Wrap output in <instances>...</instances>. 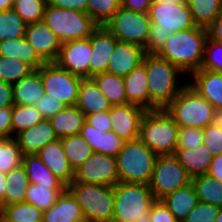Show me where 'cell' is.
Returning <instances> with one entry per match:
<instances>
[{
  "label": "cell",
  "instance_id": "cell-15",
  "mask_svg": "<svg viewBox=\"0 0 222 222\" xmlns=\"http://www.w3.org/2000/svg\"><path fill=\"white\" fill-rule=\"evenodd\" d=\"M110 111L112 131L124 141L139 138L140 124L147 112L145 109L133 105H112Z\"/></svg>",
  "mask_w": 222,
  "mask_h": 222
},
{
  "label": "cell",
  "instance_id": "cell-60",
  "mask_svg": "<svg viewBox=\"0 0 222 222\" xmlns=\"http://www.w3.org/2000/svg\"><path fill=\"white\" fill-rule=\"evenodd\" d=\"M6 174L0 172V208H3V201H4V191L6 187L5 183Z\"/></svg>",
  "mask_w": 222,
  "mask_h": 222
},
{
  "label": "cell",
  "instance_id": "cell-54",
  "mask_svg": "<svg viewBox=\"0 0 222 222\" xmlns=\"http://www.w3.org/2000/svg\"><path fill=\"white\" fill-rule=\"evenodd\" d=\"M12 107L0 108V138L12 137Z\"/></svg>",
  "mask_w": 222,
  "mask_h": 222
},
{
  "label": "cell",
  "instance_id": "cell-55",
  "mask_svg": "<svg viewBox=\"0 0 222 222\" xmlns=\"http://www.w3.org/2000/svg\"><path fill=\"white\" fill-rule=\"evenodd\" d=\"M48 4L60 9L79 10L86 13L87 0H48Z\"/></svg>",
  "mask_w": 222,
  "mask_h": 222
},
{
  "label": "cell",
  "instance_id": "cell-50",
  "mask_svg": "<svg viewBox=\"0 0 222 222\" xmlns=\"http://www.w3.org/2000/svg\"><path fill=\"white\" fill-rule=\"evenodd\" d=\"M167 30H156V24H150L149 38L146 44V54H157L170 37Z\"/></svg>",
  "mask_w": 222,
  "mask_h": 222
},
{
  "label": "cell",
  "instance_id": "cell-58",
  "mask_svg": "<svg viewBox=\"0 0 222 222\" xmlns=\"http://www.w3.org/2000/svg\"><path fill=\"white\" fill-rule=\"evenodd\" d=\"M207 32L211 40L222 43V10L219 16L207 28Z\"/></svg>",
  "mask_w": 222,
  "mask_h": 222
},
{
  "label": "cell",
  "instance_id": "cell-9",
  "mask_svg": "<svg viewBox=\"0 0 222 222\" xmlns=\"http://www.w3.org/2000/svg\"><path fill=\"white\" fill-rule=\"evenodd\" d=\"M150 24L148 13L135 12L120 7L105 27L120 42L141 46L146 51Z\"/></svg>",
  "mask_w": 222,
  "mask_h": 222
},
{
  "label": "cell",
  "instance_id": "cell-41",
  "mask_svg": "<svg viewBox=\"0 0 222 222\" xmlns=\"http://www.w3.org/2000/svg\"><path fill=\"white\" fill-rule=\"evenodd\" d=\"M34 69L26 62L17 58L0 55V80L14 84L28 76Z\"/></svg>",
  "mask_w": 222,
  "mask_h": 222
},
{
  "label": "cell",
  "instance_id": "cell-13",
  "mask_svg": "<svg viewBox=\"0 0 222 222\" xmlns=\"http://www.w3.org/2000/svg\"><path fill=\"white\" fill-rule=\"evenodd\" d=\"M73 182L114 187L120 182L115 157L94 152L74 171Z\"/></svg>",
  "mask_w": 222,
  "mask_h": 222
},
{
  "label": "cell",
  "instance_id": "cell-7",
  "mask_svg": "<svg viewBox=\"0 0 222 222\" xmlns=\"http://www.w3.org/2000/svg\"><path fill=\"white\" fill-rule=\"evenodd\" d=\"M67 189L82 208L85 221L112 222L114 213L113 186L72 182Z\"/></svg>",
  "mask_w": 222,
  "mask_h": 222
},
{
  "label": "cell",
  "instance_id": "cell-53",
  "mask_svg": "<svg viewBox=\"0 0 222 222\" xmlns=\"http://www.w3.org/2000/svg\"><path fill=\"white\" fill-rule=\"evenodd\" d=\"M100 131L95 127L84 122L83 127L81 128L80 135L92 148L93 152L99 153V140H100Z\"/></svg>",
  "mask_w": 222,
  "mask_h": 222
},
{
  "label": "cell",
  "instance_id": "cell-63",
  "mask_svg": "<svg viewBox=\"0 0 222 222\" xmlns=\"http://www.w3.org/2000/svg\"><path fill=\"white\" fill-rule=\"evenodd\" d=\"M218 119L222 122V111L219 112V117Z\"/></svg>",
  "mask_w": 222,
  "mask_h": 222
},
{
  "label": "cell",
  "instance_id": "cell-28",
  "mask_svg": "<svg viewBox=\"0 0 222 222\" xmlns=\"http://www.w3.org/2000/svg\"><path fill=\"white\" fill-rule=\"evenodd\" d=\"M0 55L17 58L29 64L34 70L39 69L46 63L25 37L0 41Z\"/></svg>",
  "mask_w": 222,
  "mask_h": 222
},
{
  "label": "cell",
  "instance_id": "cell-45",
  "mask_svg": "<svg viewBox=\"0 0 222 222\" xmlns=\"http://www.w3.org/2000/svg\"><path fill=\"white\" fill-rule=\"evenodd\" d=\"M203 144L213 156L222 154V122H216L203 129Z\"/></svg>",
  "mask_w": 222,
  "mask_h": 222
},
{
  "label": "cell",
  "instance_id": "cell-46",
  "mask_svg": "<svg viewBox=\"0 0 222 222\" xmlns=\"http://www.w3.org/2000/svg\"><path fill=\"white\" fill-rule=\"evenodd\" d=\"M220 208L216 205L198 201L182 222H215Z\"/></svg>",
  "mask_w": 222,
  "mask_h": 222
},
{
  "label": "cell",
  "instance_id": "cell-23",
  "mask_svg": "<svg viewBox=\"0 0 222 222\" xmlns=\"http://www.w3.org/2000/svg\"><path fill=\"white\" fill-rule=\"evenodd\" d=\"M123 79L127 103L149 111V92L145 64L141 63L124 76Z\"/></svg>",
  "mask_w": 222,
  "mask_h": 222
},
{
  "label": "cell",
  "instance_id": "cell-59",
  "mask_svg": "<svg viewBox=\"0 0 222 222\" xmlns=\"http://www.w3.org/2000/svg\"><path fill=\"white\" fill-rule=\"evenodd\" d=\"M207 174L222 183V154L213 157Z\"/></svg>",
  "mask_w": 222,
  "mask_h": 222
},
{
  "label": "cell",
  "instance_id": "cell-21",
  "mask_svg": "<svg viewBox=\"0 0 222 222\" xmlns=\"http://www.w3.org/2000/svg\"><path fill=\"white\" fill-rule=\"evenodd\" d=\"M21 152L24 155L37 154L49 142L58 139L48 119H43L38 124L14 136Z\"/></svg>",
  "mask_w": 222,
  "mask_h": 222
},
{
  "label": "cell",
  "instance_id": "cell-27",
  "mask_svg": "<svg viewBox=\"0 0 222 222\" xmlns=\"http://www.w3.org/2000/svg\"><path fill=\"white\" fill-rule=\"evenodd\" d=\"M13 100L17 105H33L45 94L40 68L32 71L28 76L12 84Z\"/></svg>",
  "mask_w": 222,
  "mask_h": 222
},
{
  "label": "cell",
  "instance_id": "cell-62",
  "mask_svg": "<svg viewBox=\"0 0 222 222\" xmlns=\"http://www.w3.org/2000/svg\"><path fill=\"white\" fill-rule=\"evenodd\" d=\"M215 222H222V208H220L218 217L216 218V221H215Z\"/></svg>",
  "mask_w": 222,
  "mask_h": 222
},
{
  "label": "cell",
  "instance_id": "cell-24",
  "mask_svg": "<svg viewBox=\"0 0 222 222\" xmlns=\"http://www.w3.org/2000/svg\"><path fill=\"white\" fill-rule=\"evenodd\" d=\"M76 106L86 115L110 110L112 104L92 78H82Z\"/></svg>",
  "mask_w": 222,
  "mask_h": 222
},
{
  "label": "cell",
  "instance_id": "cell-8",
  "mask_svg": "<svg viewBox=\"0 0 222 222\" xmlns=\"http://www.w3.org/2000/svg\"><path fill=\"white\" fill-rule=\"evenodd\" d=\"M42 21L61 43L89 38L98 27L85 12L60 9L50 4L46 6Z\"/></svg>",
  "mask_w": 222,
  "mask_h": 222
},
{
  "label": "cell",
  "instance_id": "cell-6",
  "mask_svg": "<svg viewBox=\"0 0 222 222\" xmlns=\"http://www.w3.org/2000/svg\"><path fill=\"white\" fill-rule=\"evenodd\" d=\"M157 157L139 138L125 142L115 157L120 182L149 185Z\"/></svg>",
  "mask_w": 222,
  "mask_h": 222
},
{
  "label": "cell",
  "instance_id": "cell-2",
  "mask_svg": "<svg viewBox=\"0 0 222 222\" xmlns=\"http://www.w3.org/2000/svg\"><path fill=\"white\" fill-rule=\"evenodd\" d=\"M143 63L146 66L149 110L165 109L183 89L184 86H177V74L184 73L157 54H146Z\"/></svg>",
  "mask_w": 222,
  "mask_h": 222
},
{
  "label": "cell",
  "instance_id": "cell-32",
  "mask_svg": "<svg viewBox=\"0 0 222 222\" xmlns=\"http://www.w3.org/2000/svg\"><path fill=\"white\" fill-rule=\"evenodd\" d=\"M92 79L112 105L128 104L123 77L105 72Z\"/></svg>",
  "mask_w": 222,
  "mask_h": 222
},
{
  "label": "cell",
  "instance_id": "cell-16",
  "mask_svg": "<svg viewBox=\"0 0 222 222\" xmlns=\"http://www.w3.org/2000/svg\"><path fill=\"white\" fill-rule=\"evenodd\" d=\"M89 38L92 45L89 78H92L107 72L109 59L119 40L105 26H98Z\"/></svg>",
  "mask_w": 222,
  "mask_h": 222
},
{
  "label": "cell",
  "instance_id": "cell-1",
  "mask_svg": "<svg viewBox=\"0 0 222 222\" xmlns=\"http://www.w3.org/2000/svg\"><path fill=\"white\" fill-rule=\"evenodd\" d=\"M207 37V29L198 26L173 32L157 55L191 75L202 65Z\"/></svg>",
  "mask_w": 222,
  "mask_h": 222
},
{
  "label": "cell",
  "instance_id": "cell-10",
  "mask_svg": "<svg viewBox=\"0 0 222 222\" xmlns=\"http://www.w3.org/2000/svg\"><path fill=\"white\" fill-rule=\"evenodd\" d=\"M192 178L174 155L158 156L154 165L150 190L155 200L183 188Z\"/></svg>",
  "mask_w": 222,
  "mask_h": 222
},
{
  "label": "cell",
  "instance_id": "cell-37",
  "mask_svg": "<svg viewBox=\"0 0 222 222\" xmlns=\"http://www.w3.org/2000/svg\"><path fill=\"white\" fill-rule=\"evenodd\" d=\"M43 211L33 204L22 202L1 209L0 222H36L42 220Z\"/></svg>",
  "mask_w": 222,
  "mask_h": 222
},
{
  "label": "cell",
  "instance_id": "cell-31",
  "mask_svg": "<svg viewBox=\"0 0 222 222\" xmlns=\"http://www.w3.org/2000/svg\"><path fill=\"white\" fill-rule=\"evenodd\" d=\"M66 188L65 185H38L30 183L26 191L25 202L45 211L56 203L58 197Z\"/></svg>",
  "mask_w": 222,
  "mask_h": 222
},
{
  "label": "cell",
  "instance_id": "cell-26",
  "mask_svg": "<svg viewBox=\"0 0 222 222\" xmlns=\"http://www.w3.org/2000/svg\"><path fill=\"white\" fill-rule=\"evenodd\" d=\"M58 139L80 134L85 122V114L75 105L66 106L48 119Z\"/></svg>",
  "mask_w": 222,
  "mask_h": 222
},
{
  "label": "cell",
  "instance_id": "cell-33",
  "mask_svg": "<svg viewBox=\"0 0 222 222\" xmlns=\"http://www.w3.org/2000/svg\"><path fill=\"white\" fill-rule=\"evenodd\" d=\"M189 6L194 23L207 29L219 16L222 10V0H185Z\"/></svg>",
  "mask_w": 222,
  "mask_h": 222
},
{
  "label": "cell",
  "instance_id": "cell-61",
  "mask_svg": "<svg viewBox=\"0 0 222 222\" xmlns=\"http://www.w3.org/2000/svg\"><path fill=\"white\" fill-rule=\"evenodd\" d=\"M13 0H0V11H6L12 9Z\"/></svg>",
  "mask_w": 222,
  "mask_h": 222
},
{
  "label": "cell",
  "instance_id": "cell-52",
  "mask_svg": "<svg viewBox=\"0 0 222 222\" xmlns=\"http://www.w3.org/2000/svg\"><path fill=\"white\" fill-rule=\"evenodd\" d=\"M85 122L100 131L112 130L110 111L96 112L85 116Z\"/></svg>",
  "mask_w": 222,
  "mask_h": 222
},
{
  "label": "cell",
  "instance_id": "cell-4",
  "mask_svg": "<svg viewBox=\"0 0 222 222\" xmlns=\"http://www.w3.org/2000/svg\"><path fill=\"white\" fill-rule=\"evenodd\" d=\"M165 111L179 127L204 129L219 117V112L188 84L184 85Z\"/></svg>",
  "mask_w": 222,
  "mask_h": 222
},
{
  "label": "cell",
  "instance_id": "cell-18",
  "mask_svg": "<svg viewBox=\"0 0 222 222\" xmlns=\"http://www.w3.org/2000/svg\"><path fill=\"white\" fill-rule=\"evenodd\" d=\"M145 55L141 46L118 41L109 59L107 73L124 77L143 63Z\"/></svg>",
  "mask_w": 222,
  "mask_h": 222
},
{
  "label": "cell",
  "instance_id": "cell-3",
  "mask_svg": "<svg viewBox=\"0 0 222 222\" xmlns=\"http://www.w3.org/2000/svg\"><path fill=\"white\" fill-rule=\"evenodd\" d=\"M113 193L112 222H150V207L155 199L149 185L118 182Z\"/></svg>",
  "mask_w": 222,
  "mask_h": 222
},
{
  "label": "cell",
  "instance_id": "cell-20",
  "mask_svg": "<svg viewBox=\"0 0 222 222\" xmlns=\"http://www.w3.org/2000/svg\"><path fill=\"white\" fill-rule=\"evenodd\" d=\"M191 74L195 81L189 82L188 85L218 112L222 111V73L198 69Z\"/></svg>",
  "mask_w": 222,
  "mask_h": 222
},
{
  "label": "cell",
  "instance_id": "cell-12",
  "mask_svg": "<svg viewBox=\"0 0 222 222\" xmlns=\"http://www.w3.org/2000/svg\"><path fill=\"white\" fill-rule=\"evenodd\" d=\"M43 88L46 94L60 99L66 106H75L82 77L74 75L55 62L40 67Z\"/></svg>",
  "mask_w": 222,
  "mask_h": 222
},
{
  "label": "cell",
  "instance_id": "cell-30",
  "mask_svg": "<svg viewBox=\"0 0 222 222\" xmlns=\"http://www.w3.org/2000/svg\"><path fill=\"white\" fill-rule=\"evenodd\" d=\"M3 207L25 202L29 180L23 165L6 173Z\"/></svg>",
  "mask_w": 222,
  "mask_h": 222
},
{
  "label": "cell",
  "instance_id": "cell-42",
  "mask_svg": "<svg viewBox=\"0 0 222 222\" xmlns=\"http://www.w3.org/2000/svg\"><path fill=\"white\" fill-rule=\"evenodd\" d=\"M26 26L13 8L0 11V41L24 37Z\"/></svg>",
  "mask_w": 222,
  "mask_h": 222
},
{
  "label": "cell",
  "instance_id": "cell-44",
  "mask_svg": "<svg viewBox=\"0 0 222 222\" xmlns=\"http://www.w3.org/2000/svg\"><path fill=\"white\" fill-rule=\"evenodd\" d=\"M200 69L222 73V43L213 41L207 37Z\"/></svg>",
  "mask_w": 222,
  "mask_h": 222
},
{
  "label": "cell",
  "instance_id": "cell-35",
  "mask_svg": "<svg viewBox=\"0 0 222 222\" xmlns=\"http://www.w3.org/2000/svg\"><path fill=\"white\" fill-rule=\"evenodd\" d=\"M198 201L216 205L222 208V183L216 178L201 175L192 178Z\"/></svg>",
  "mask_w": 222,
  "mask_h": 222
},
{
  "label": "cell",
  "instance_id": "cell-25",
  "mask_svg": "<svg viewBox=\"0 0 222 222\" xmlns=\"http://www.w3.org/2000/svg\"><path fill=\"white\" fill-rule=\"evenodd\" d=\"M174 156L185 168L191 178L207 175L214 157L204 144L190 150L176 149Z\"/></svg>",
  "mask_w": 222,
  "mask_h": 222
},
{
  "label": "cell",
  "instance_id": "cell-34",
  "mask_svg": "<svg viewBox=\"0 0 222 222\" xmlns=\"http://www.w3.org/2000/svg\"><path fill=\"white\" fill-rule=\"evenodd\" d=\"M22 165L25 168L29 183L38 185H64L45 166L37 154L24 155Z\"/></svg>",
  "mask_w": 222,
  "mask_h": 222
},
{
  "label": "cell",
  "instance_id": "cell-48",
  "mask_svg": "<svg viewBox=\"0 0 222 222\" xmlns=\"http://www.w3.org/2000/svg\"><path fill=\"white\" fill-rule=\"evenodd\" d=\"M125 142L112 130L100 132L99 153L116 157Z\"/></svg>",
  "mask_w": 222,
  "mask_h": 222
},
{
  "label": "cell",
  "instance_id": "cell-49",
  "mask_svg": "<svg viewBox=\"0 0 222 222\" xmlns=\"http://www.w3.org/2000/svg\"><path fill=\"white\" fill-rule=\"evenodd\" d=\"M35 106L44 119H49L66 107L60 99H55L46 93L36 102Z\"/></svg>",
  "mask_w": 222,
  "mask_h": 222
},
{
  "label": "cell",
  "instance_id": "cell-17",
  "mask_svg": "<svg viewBox=\"0 0 222 222\" xmlns=\"http://www.w3.org/2000/svg\"><path fill=\"white\" fill-rule=\"evenodd\" d=\"M24 37L46 63L56 61L62 43L43 21L28 24Z\"/></svg>",
  "mask_w": 222,
  "mask_h": 222
},
{
  "label": "cell",
  "instance_id": "cell-19",
  "mask_svg": "<svg viewBox=\"0 0 222 222\" xmlns=\"http://www.w3.org/2000/svg\"><path fill=\"white\" fill-rule=\"evenodd\" d=\"M37 155L45 166L66 187L74 181V170L70 167L62 146V139L49 142Z\"/></svg>",
  "mask_w": 222,
  "mask_h": 222
},
{
  "label": "cell",
  "instance_id": "cell-14",
  "mask_svg": "<svg viewBox=\"0 0 222 222\" xmlns=\"http://www.w3.org/2000/svg\"><path fill=\"white\" fill-rule=\"evenodd\" d=\"M92 54L90 38L71 40L61 44L55 63L62 69L82 78H89Z\"/></svg>",
  "mask_w": 222,
  "mask_h": 222
},
{
  "label": "cell",
  "instance_id": "cell-51",
  "mask_svg": "<svg viewBox=\"0 0 222 222\" xmlns=\"http://www.w3.org/2000/svg\"><path fill=\"white\" fill-rule=\"evenodd\" d=\"M150 222H179L161 200H155L150 207Z\"/></svg>",
  "mask_w": 222,
  "mask_h": 222
},
{
  "label": "cell",
  "instance_id": "cell-38",
  "mask_svg": "<svg viewBox=\"0 0 222 222\" xmlns=\"http://www.w3.org/2000/svg\"><path fill=\"white\" fill-rule=\"evenodd\" d=\"M44 118L33 105H17L12 106V137L28 128L41 122Z\"/></svg>",
  "mask_w": 222,
  "mask_h": 222
},
{
  "label": "cell",
  "instance_id": "cell-29",
  "mask_svg": "<svg viewBox=\"0 0 222 222\" xmlns=\"http://www.w3.org/2000/svg\"><path fill=\"white\" fill-rule=\"evenodd\" d=\"M161 201L166 205L175 218L179 222H182L198 203V197L193 184L190 183L189 185L166 195Z\"/></svg>",
  "mask_w": 222,
  "mask_h": 222
},
{
  "label": "cell",
  "instance_id": "cell-43",
  "mask_svg": "<svg viewBox=\"0 0 222 222\" xmlns=\"http://www.w3.org/2000/svg\"><path fill=\"white\" fill-rule=\"evenodd\" d=\"M48 0H14L13 9L26 25L43 20Z\"/></svg>",
  "mask_w": 222,
  "mask_h": 222
},
{
  "label": "cell",
  "instance_id": "cell-47",
  "mask_svg": "<svg viewBox=\"0 0 222 222\" xmlns=\"http://www.w3.org/2000/svg\"><path fill=\"white\" fill-rule=\"evenodd\" d=\"M203 144V129L179 127L176 149H195Z\"/></svg>",
  "mask_w": 222,
  "mask_h": 222
},
{
  "label": "cell",
  "instance_id": "cell-56",
  "mask_svg": "<svg viewBox=\"0 0 222 222\" xmlns=\"http://www.w3.org/2000/svg\"><path fill=\"white\" fill-rule=\"evenodd\" d=\"M13 105L12 84L0 80V108L12 107Z\"/></svg>",
  "mask_w": 222,
  "mask_h": 222
},
{
  "label": "cell",
  "instance_id": "cell-57",
  "mask_svg": "<svg viewBox=\"0 0 222 222\" xmlns=\"http://www.w3.org/2000/svg\"><path fill=\"white\" fill-rule=\"evenodd\" d=\"M152 0H121V7L140 13H149Z\"/></svg>",
  "mask_w": 222,
  "mask_h": 222
},
{
  "label": "cell",
  "instance_id": "cell-5",
  "mask_svg": "<svg viewBox=\"0 0 222 222\" xmlns=\"http://www.w3.org/2000/svg\"><path fill=\"white\" fill-rule=\"evenodd\" d=\"M178 130L165 109L149 110L142 118L139 139L157 156L174 155Z\"/></svg>",
  "mask_w": 222,
  "mask_h": 222
},
{
  "label": "cell",
  "instance_id": "cell-36",
  "mask_svg": "<svg viewBox=\"0 0 222 222\" xmlns=\"http://www.w3.org/2000/svg\"><path fill=\"white\" fill-rule=\"evenodd\" d=\"M62 146L69 165L74 171L94 153L80 134L62 138Z\"/></svg>",
  "mask_w": 222,
  "mask_h": 222
},
{
  "label": "cell",
  "instance_id": "cell-40",
  "mask_svg": "<svg viewBox=\"0 0 222 222\" xmlns=\"http://www.w3.org/2000/svg\"><path fill=\"white\" fill-rule=\"evenodd\" d=\"M23 154L15 137L0 138V172L7 173L22 165Z\"/></svg>",
  "mask_w": 222,
  "mask_h": 222
},
{
  "label": "cell",
  "instance_id": "cell-22",
  "mask_svg": "<svg viewBox=\"0 0 222 222\" xmlns=\"http://www.w3.org/2000/svg\"><path fill=\"white\" fill-rule=\"evenodd\" d=\"M43 222H84L85 217L76 198L66 188L56 203L43 211Z\"/></svg>",
  "mask_w": 222,
  "mask_h": 222
},
{
  "label": "cell",
  "instance_id": "cell-39",
  "mask_svg": "<svg viewBox=\"0 0 222 222\" xmlns=\"http://www.w3.org/2000/svg\"><path fill=\"white\" fill-rule=\"evenodd\" d=\"M121 7V0H87L86 13L97 26H105Z\"/></svg>",
  "mask_w": 222,
  "mask_h": 222
},
{
  "label": "cell",
  "instance_id": "cell-11",
  "mask_svg": "<svg viewBox=\"0 0 222 222\" xmlns=\"http://www.w3.org/2000/svg\"><path fill=\"white\" fill-rule=\"evenodd\" d=\"M148 14L156 30L173 33L196 27L185 0H152Z\"/></svg>",
  "mask_w": 222,
  "mask_h": 222
}]
</instances>
